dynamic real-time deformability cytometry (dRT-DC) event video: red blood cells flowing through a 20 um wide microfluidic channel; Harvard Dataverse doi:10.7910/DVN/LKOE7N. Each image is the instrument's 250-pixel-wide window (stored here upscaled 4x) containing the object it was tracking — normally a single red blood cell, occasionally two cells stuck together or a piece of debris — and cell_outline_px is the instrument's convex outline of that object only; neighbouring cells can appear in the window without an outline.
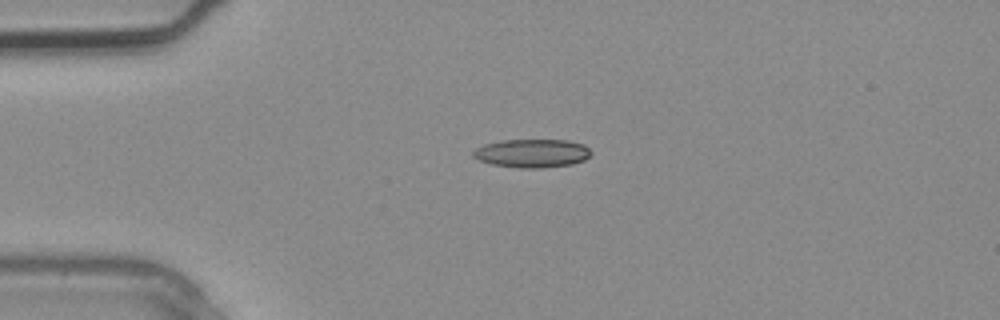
{"species": "common noctule bat (a hibernating species)", "species_latin": "Nyctalus noctula", "temperature_condition": "warm", "stored_images_in_passage": 1, "camera_frame_rate_fps": 3000, "um_per_image_px": 0.085, "animal": {"sex": "male", "body_mass_g": 20.4}, "frame": {"image": 1, "passage_image": 1, "time_ms": 0.0, "image_size_px": [1000, 320], "cell_outline_px": [[592, 152], [584, 160], [572, 164], [540, 168], [516, 168], [492, 164], [480, 160], [472, 156], [472, 152], [476, 148], [484, 144], [500, 140], [568, 140], [584, 144]], "centroid_in_image_um": [45.21, 13.02], "position_along_channel_um": 39.8, "area_um2": 19.59}}